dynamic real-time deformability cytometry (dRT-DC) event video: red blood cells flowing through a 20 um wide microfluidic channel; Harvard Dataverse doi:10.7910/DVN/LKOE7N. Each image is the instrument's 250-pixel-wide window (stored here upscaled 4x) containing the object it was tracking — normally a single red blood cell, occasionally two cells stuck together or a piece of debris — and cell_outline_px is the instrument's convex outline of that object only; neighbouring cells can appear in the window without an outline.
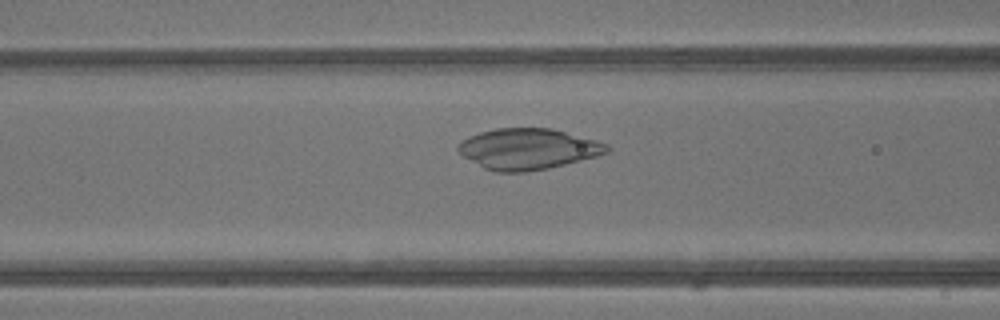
{"species": "common noctule bat (a hibernating species)", "species_latin": "Nyctalus noctula", "temperature_condition": "warm", "stored_images_in_passage": 5, "camera_frame_rate_fps": 3000, "um_per_image_px": 0.085, "animal": {"sex": "male", "body_mass_g": 13.3}, "frame": {"image": 1, "passage_image": 5, "time_ms": 1.333, "image_size_px": [1000, 320], "cell_outline_px": [[612, 148], [608, 152], [596, 156], [548, 168], [524, 172], [496, 172], [484, 168], [464, 156], [456, 148], [460, 140], [468, 136], [480, 132], [496, 128], [552, 128], [596, 140], [608, 144]], "centroid_in_image_um": [44.87, 12.65], "position_along_channel_um": 121.7, "area_um2": 35.37}}